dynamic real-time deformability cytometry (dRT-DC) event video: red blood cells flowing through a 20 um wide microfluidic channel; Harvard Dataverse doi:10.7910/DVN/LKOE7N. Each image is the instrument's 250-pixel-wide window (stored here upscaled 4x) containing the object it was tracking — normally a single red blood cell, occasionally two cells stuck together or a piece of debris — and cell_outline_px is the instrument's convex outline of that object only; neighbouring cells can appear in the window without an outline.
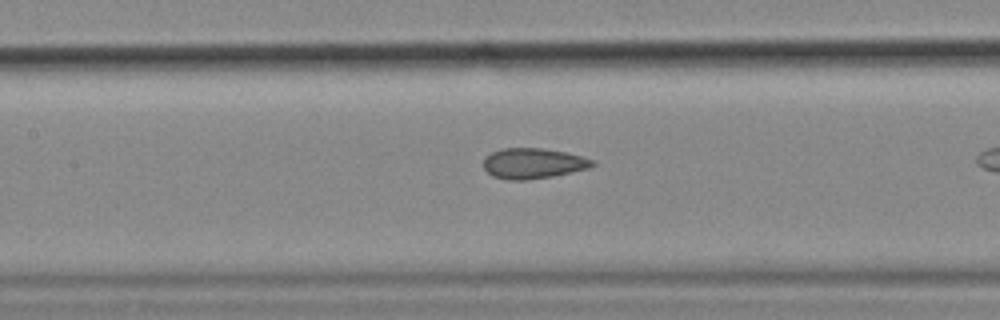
{"species": "common noctule bat (a hibernating species)", "species_latin": "Nyctalus noctula", "temperature_condition": "cold", "stored_images_in_passage": 34, "camera_frame_rate_fps": 3000, "um_per_image_px": 0.085, "animal": {"sex": "female", "body_mass_g": 18.4}, "frame": {"image": 1, "passage_image": 15, "time_ms": 4.667, "image_size_px": [1000, 320], "cell_outline_px": [[596, 164], [588, 168], [552, 176], [524, 180], [508, 180], [492, 176], [484, 168], [484, 156], [492, 152], [504, 148], [540, 148], [564, 152], [596, 160]], "centroid_in_image_um": [45.3, 13.88], "position_along_channel_um": 162.1, "area_um2": 19.19}}
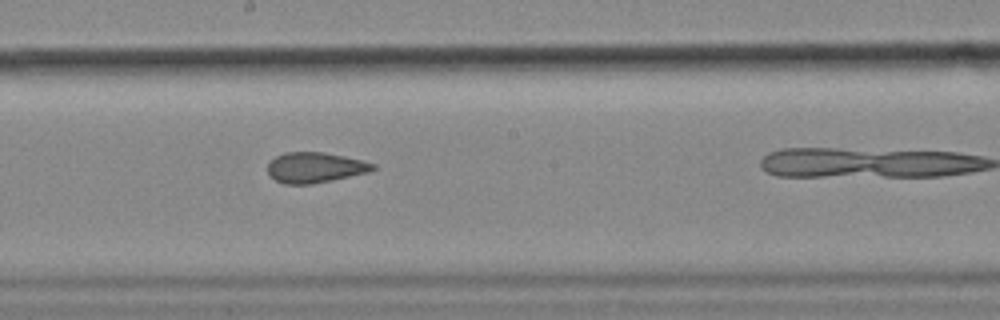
{"frame": {"image": 2, "passage_image": 20, "time_ms": 6.333, "image_size_px": [1000, 320], "cell_outline_px": [[376, 168], [368, 172], [332, 180], [312, 184], [284, 184], [276, 180], [268, 172], [268, 164], [276, 156], [284, 152], [324, 152], [344, 156], [376, 164]], "centroid_in_image_um": [26.78, 14.23], "position_along_channel_um": 221.4, "area_um2": 18.5}}